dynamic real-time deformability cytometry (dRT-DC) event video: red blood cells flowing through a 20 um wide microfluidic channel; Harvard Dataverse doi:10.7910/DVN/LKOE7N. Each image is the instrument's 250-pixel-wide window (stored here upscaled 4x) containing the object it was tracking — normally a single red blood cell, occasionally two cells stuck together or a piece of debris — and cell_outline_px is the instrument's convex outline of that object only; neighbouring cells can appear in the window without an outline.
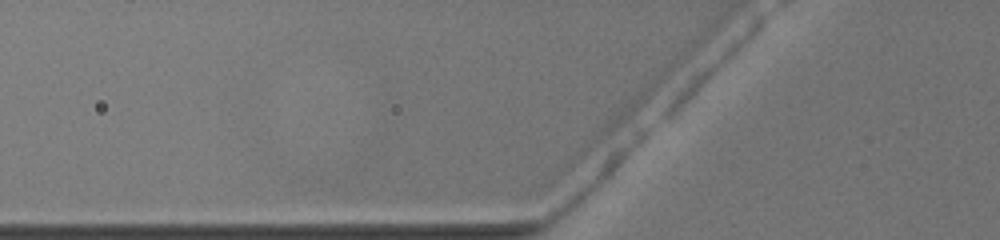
{"species": "common noctule bat (a hibernating species)", "species_latin": "Nyctalus noctula", "temperature_condition": "warm", "stored_images_in_passage": 3, "camera_frame_rate_fps": 3000, "um_per_image_px": 0.085, "animal": {"sex": "female", "body_mass_g": 19.5, "forearm_length_mm": 54.1}, "frame": {"image": 1, "passage_image": 2, "time_ms": 0.333, "image_size_px": [1000, 240], "cell_outline_px": [[508, 148], [492, 156], [476, 160], [364, 160], [348, 156], [348, 152], [360, 148], [380, 144], [504, 144]], "centroid_in_image_um": [36.32, 12.91], "position_along_channel_um": 89.5, "area_um2": 16.24}}